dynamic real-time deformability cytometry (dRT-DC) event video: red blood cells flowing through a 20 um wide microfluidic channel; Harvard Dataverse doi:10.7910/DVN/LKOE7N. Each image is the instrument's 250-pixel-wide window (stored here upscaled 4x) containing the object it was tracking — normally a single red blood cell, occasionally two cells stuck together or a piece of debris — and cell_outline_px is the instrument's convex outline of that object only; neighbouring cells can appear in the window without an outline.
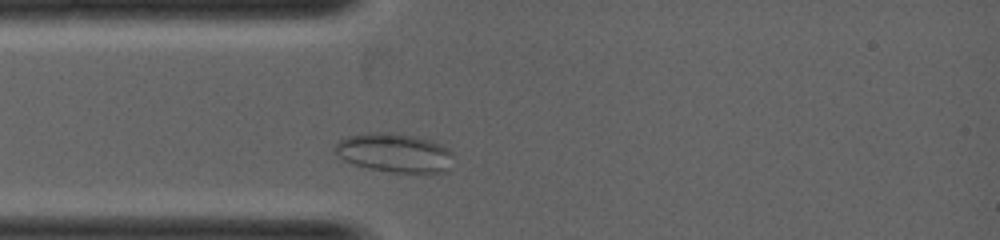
{"species": "common noctule bat (a hibernating species)", "species_latin": "Nyctalus noctula", "temperature_condition": "warm", "stored_images_in_passage": 25, "camera_frame_rate_fps": 5000, "um_per_image_px": 0.085, "animal": {"sex": "female", "body_mass_g": 19.0, "forearm_length_mm": 53.3}, "frame": {"image": 1, "passage_image": 3, "time_ms": 0.4, "image_size_px": [1000, 240], "cell_outline_px": [[452, 156], [448, 168], [444, 172], [392, 172], [372, 168], [356, 164], [344, 160], [332, 152], [332, 148], [340, 140], [348, 136], [368, 132], [396, 132], [432, 140], [448, 148], [452, 152]], "centroid_in_image_um": [33.5, 12.96], "position_along_channel_um": 51.5, "area_um2": 26.82}}
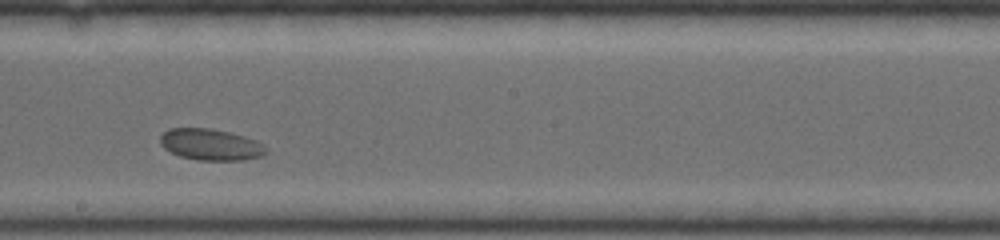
{"frame": {"image": 2, "passage_image": 14, "time_ms": 2.6, "image_size_px": [1000, 240], "cell_outline_px": [[268, 152], [260, 156], [244, 160], [196, 160], [180, 156], [164, 148], [160, 144], [160, 136], [168, 128], [208, 128], [228, 132], [244, 136], [256, 140], [264, 144], [268, 148]], "centroid_in_image_um": [17.92, 12.29], "position_along_channel_um": 230.3, "area_um2": 19.42}}
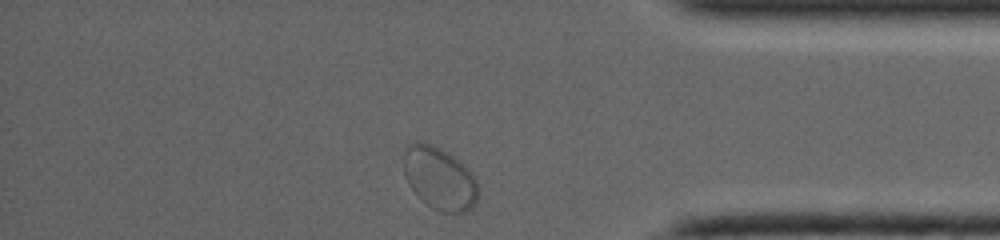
{"frame": {"image": 3, "passage_image": 25, "time_ms": 4.8, "image_size_px": [1000, 240], "cell_outline_px": [[476, 200], [472, 208], [468, 212], [440, 212], [432, 208], [420, 200], [416, 196], [408, 184], [404, 176], [404, 144], [416, 140], [424, 140], [448, 152], [468, 168], [476, 180]], "centroid_in_image_um": [37.29, 15.12], "position_along_channel_um": 397.9, "area_um2": 27.69}}